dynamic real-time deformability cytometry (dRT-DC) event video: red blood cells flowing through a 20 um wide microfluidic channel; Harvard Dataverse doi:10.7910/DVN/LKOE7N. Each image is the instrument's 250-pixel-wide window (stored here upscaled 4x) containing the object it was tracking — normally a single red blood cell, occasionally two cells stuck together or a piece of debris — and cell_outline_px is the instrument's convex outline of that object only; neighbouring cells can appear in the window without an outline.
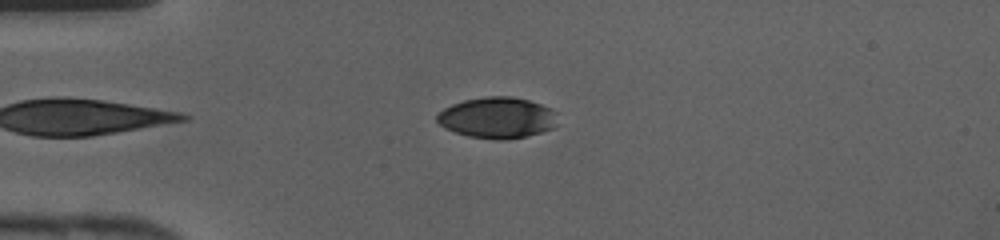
{"species": "human", "species_latin": "Homo sapiens", "temperature_condition": "cold", "stored_images_in_passage": 27, "camera_frame_rate_fps": 3000, "um_per_image_px": 0.085, "donor": {"sex": "female"}, "frame": {"image": 1, "passage_image": 1, "time_ms": 0.0, "image_size_px": [1000, 240], "cell_outline_px": [[556, 124], [552, 128], [540, 132], [524, 136], [504, 140], [496, 140], [468, 136], [444, 128], [436, 120], [436, 116], [444, 108], [452, 104], [464, 100], [484, 96], [512, 96], [528, 100], [552, 108], [556, 112]], "centroid_in_image_um": [42.26, 10.0], "position_along_channel_um": 42.7, "area_um2": 28.84}}
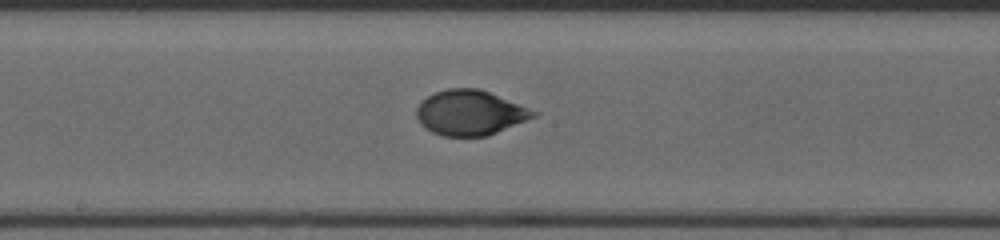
{"frame": {"image": 2, "passage_image": 13, "time_ms": 4.0, "image_size_px": [1000, 240], "cell_outline_px": [[540, 112], [536, 116], [488, 136], [444, 136], [432, 132], [424, 128], [420, 124], [416, 116], [416, 108], [420, 100], [436, 92], [448, 88], [480, 88]], "centroid_in_image_um": [39.94, 9.58], "position_along_channel_um": 208.3, "area_um2": 30.87}}
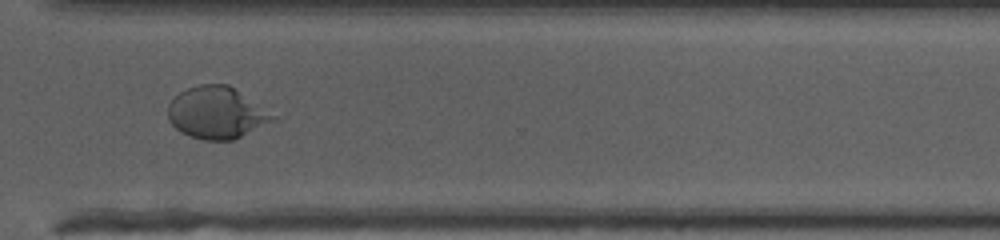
{"frame": {"image": 3, "passage_image": 22, "time_ms": 7.0, "image_size_px": [1000, 240], "cell_outline_px": [[276, 120], [236, 140], [204, 140], [180, 132], [168, 120], [168, 104], [180, 92], [188, 88], [200, 84], [228, 84], [276, 116]], "centroid_in_image_um": [18.42, 9.6], "position_along_channel_um": 352.2, "area_um2": 31.62}}